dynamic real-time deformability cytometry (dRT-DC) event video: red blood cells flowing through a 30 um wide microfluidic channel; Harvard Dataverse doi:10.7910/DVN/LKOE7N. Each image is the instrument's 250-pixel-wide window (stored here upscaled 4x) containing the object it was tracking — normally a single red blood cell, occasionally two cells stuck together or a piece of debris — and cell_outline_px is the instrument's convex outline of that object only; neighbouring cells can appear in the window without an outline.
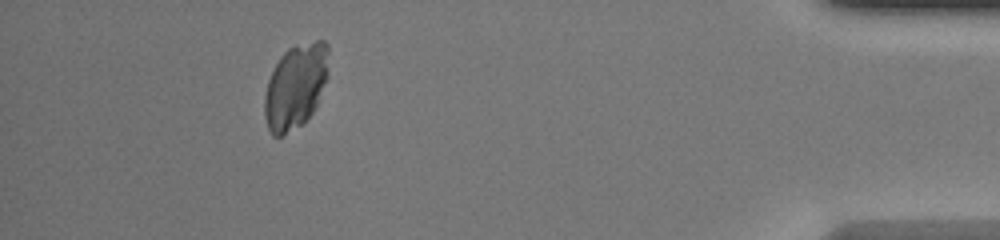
{"species": "common noctule bat (a hibernating species)", "species_latin": "Nyctalus noctula", "temperature_condition": "warm", "stored_images_in_passage": 32, "camera_frame_rate_fps": 3000, "um_per_image_px": 0.085, "animal": {"sex": "female", "body_mass_g": 20.0, "forearm_length_mm": 54.0}, "frame": {"image": 1, "passage_image": 28, "time_ms": 9.0, "image_size_px": [1000, 240], "cell_outline_px": [[328, 76], [316, 104], [312, 112], [300, 124], [280, 136], [272, 136], [268, 128], [264, 116], [264, 96], [268, 80], [280, 56], [288, 48], [316, 40], [324, 40], [328, 44]], "centroid_in_image_um": [25.11, 7.31], "position_along_channel_um": 410.1, "area_um2": 31.27}}